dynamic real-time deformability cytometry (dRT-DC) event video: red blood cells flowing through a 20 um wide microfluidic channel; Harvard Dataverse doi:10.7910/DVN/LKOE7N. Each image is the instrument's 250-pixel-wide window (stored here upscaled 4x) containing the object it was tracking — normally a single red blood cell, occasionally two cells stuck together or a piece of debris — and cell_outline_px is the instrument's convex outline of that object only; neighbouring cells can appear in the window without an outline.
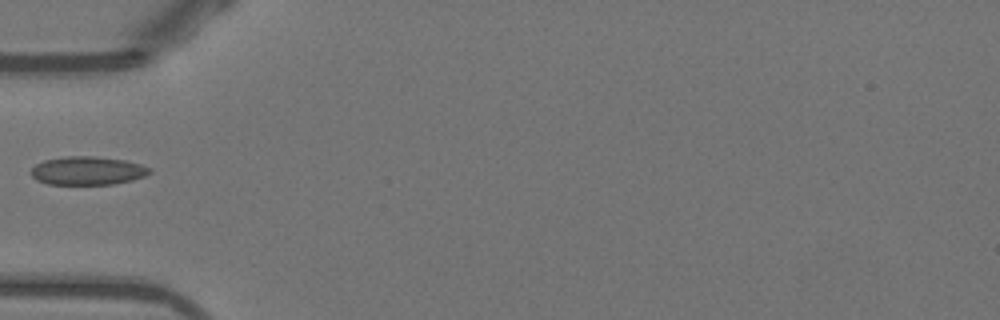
{"species": "Egyptian fruit bat (a non-hibernating species)", "species_latin": "Rousettus aegyptiacus", "temperature_condition": "warm", "stored_images_in_passage": 5, "camera_frame_rate_fps": 3000, "um_per_image_px": 0.085, "animal": {"sex": "female"}, "frame": {"image": 1, "passage_image": 1, "time_ms": 0.0, "image_size_px": [1000, 320], "cell_outline_px": [[152, 172], [144, 176], [132, 180], [112, 184], [48, 184], [36, 180], [32, 176], [32, 168], [36, 164], [44, 160], [64, 156], [96, 156], [124, 160], [140, 164], [152, 168]], "centroid_in_image_um": [7.45, 14.5], "position_along_channel_um": 77.5, "area_um2": 19.65}}